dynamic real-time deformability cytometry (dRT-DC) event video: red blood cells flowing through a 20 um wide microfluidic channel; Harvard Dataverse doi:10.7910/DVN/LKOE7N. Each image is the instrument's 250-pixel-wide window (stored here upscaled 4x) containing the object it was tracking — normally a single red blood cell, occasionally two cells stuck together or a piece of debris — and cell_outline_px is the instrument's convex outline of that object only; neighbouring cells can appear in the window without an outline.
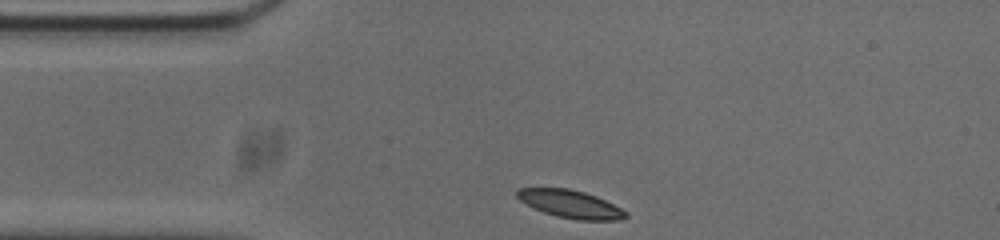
{"species": "common noctule bat (a hibernating species)", "species_latin": "Nyctalus noctula", "temperature_condition": "cold", "stored_images_in_passage": 32, "camera_frame_rate_fps": 3000, "um_per_image_px": 0.085, "animal": {"sex": "male", "body_mass_g": 20.0, "forearm_length_mm": 53.3}, "frame": {"image": 1, "passage_image": 1, "time_ms": 0.0, "image_size_px": [1000, 240], "cell_outline_px": [[628, 216], [620, 220], [576, 220], [556, 216], [544, 212], [520, 200], [516, 196], [516, 192], [520, 188], [568, 188], [584, 192], [596, 196], [628, 212]], "centroid_in_image_um": [48.51, 17.35], "position_along_channel_um": 36.5, "area_um2": 17.4}}
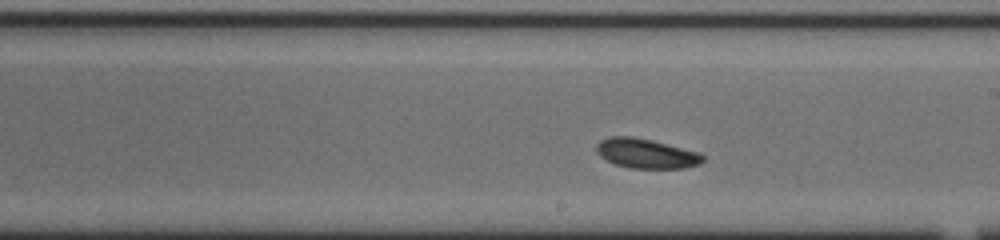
{"frame": {"image": 2, "passage_image": 19, "time_ms": 6.0, "image_size_px": [1000, 240], "cell_outline_px": [[704, 160], [700, 164], [684, 168], [628, 168], [616, 164], [600, 156], [596, 152], [596, 144], [600, 140], [608, 136], [632, 136], [652, 140], [700, 152], [704, 156]], "centroid_in_image_um": [54.92, 13.04], "position_along_channel_um": 234.1, "area_um2": 18.5}}
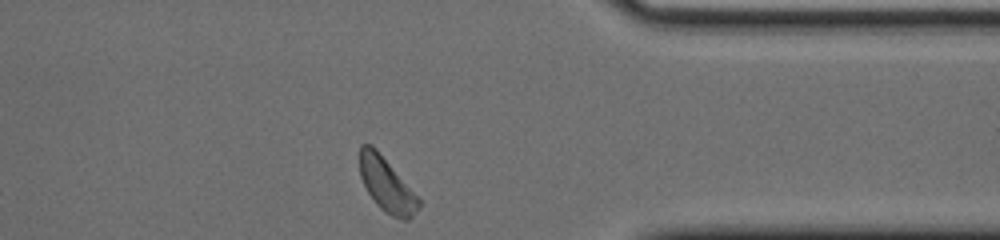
{"frame": {"image": 3, "passage_image": 32, "time_ms": 10.333, "image_size_px": [1000, 240], "cell_outline_px": [[420, 208], [408, 220], [404, 220], [392, 216], [384, 212], [376, 204], [368, 192], [360, 176], [360, 144], [372, 144], [376, 148], [420, 200]], "centroid_in_image_um": [32.85, 15.71], "position_along_channel_um": 378.5, "area_um2": 18.26}, "authors_computed_cell_mechanics": {"area_um2": 18.207, "velocity_mm_per_s": 3.6806, "shape_relaxation_time_tau1_ms": 2.4582, "shape_relaxation_time_tau2_ms": 2.9224, "deformation_change_tau1": 0.0638, "deformation_change_tau2": 0.0606}}